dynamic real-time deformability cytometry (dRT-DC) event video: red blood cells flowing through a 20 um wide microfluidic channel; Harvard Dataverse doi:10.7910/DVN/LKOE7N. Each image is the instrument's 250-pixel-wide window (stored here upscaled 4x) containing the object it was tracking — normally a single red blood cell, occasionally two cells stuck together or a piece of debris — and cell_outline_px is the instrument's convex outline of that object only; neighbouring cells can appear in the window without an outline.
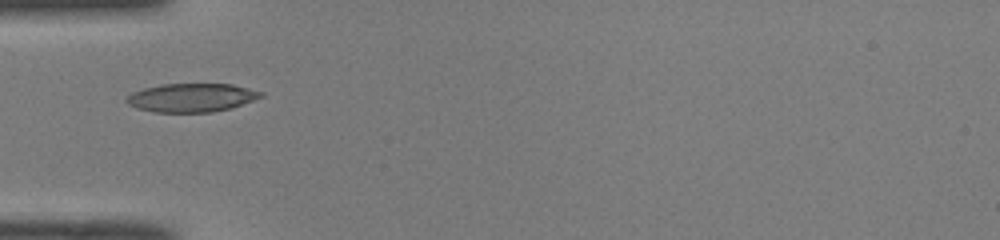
{"species": "common noctule bat (a hibernating species)", "species_latin": "Nyctalus noctula", "temperature_condition": "room temperature", "stored_images_in_passage": 34, "camera_frame_rate_fps": 3000, "um_per_image_px": 0.085, "animal": {"sex": "male", "body_mass_g": 19.0, "forearm_length_mm": 50.8}, "frame": {"image": 1, "passage_image": 1, "time_ms": 0.0, "image_size_px": [1000, 240], "cell_outline_px": [[264, 96], [232, 108], [212, 112], [156, 112], [136, 108], [128, 104], [124, 100], [132, 92], [144, 88], [160, 84], [232, 84], [264, 92]], "centroid_in_image_um": [16.28, 8.3], "position_along_channel_um": 68.7, "area_um2": 22.43}, "authors_computed_cell_mechanics": {"area_um2": 15.5771, "velocity_mm_per_s": 4.0645, "shape_relaxation_time_tau1_ms": 2.0055, "shape_relaxation_time_tau2_ms": null, "deformation_change_tau1": 0.0851, "deformation_change_tau2": null}}